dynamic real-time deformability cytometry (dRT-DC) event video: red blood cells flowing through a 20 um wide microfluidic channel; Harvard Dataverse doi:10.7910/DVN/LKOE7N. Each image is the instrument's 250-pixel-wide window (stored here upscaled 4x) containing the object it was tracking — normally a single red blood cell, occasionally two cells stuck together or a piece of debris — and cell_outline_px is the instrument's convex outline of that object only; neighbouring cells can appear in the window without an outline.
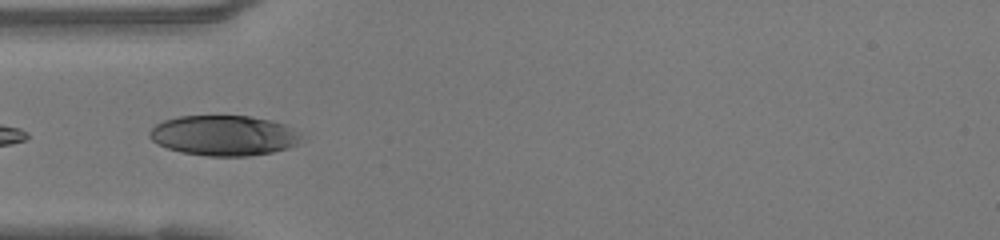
{"species": "human", "species_latin": "Homo sapiens", "temperature_condition": "warm", "stored_images_in_passage": 3, "camera_frame_rate_fps": 3000, "um_per_image_px": 0.085, "donor": {"sex": "female"}, "frame": {"image": 1, "passage_image": 1, "time_ms": 0.0, "image_size_px": [1000, 240], "cell_outline_px": [[300, 136], [296, 144], [288, 148], [272, 152], [248, 156], [208, 156], [184, 152], [168, 148], [152, 140], [148, 136], [148, 132], [156, 124], [164, 120], [180, 116], [248, 116], [268, 120], [284, 124]], "centroid_in_image_um": [18.97, 11.52], "position_along_channel_um": 66.0, "area_um2": 35.03}}